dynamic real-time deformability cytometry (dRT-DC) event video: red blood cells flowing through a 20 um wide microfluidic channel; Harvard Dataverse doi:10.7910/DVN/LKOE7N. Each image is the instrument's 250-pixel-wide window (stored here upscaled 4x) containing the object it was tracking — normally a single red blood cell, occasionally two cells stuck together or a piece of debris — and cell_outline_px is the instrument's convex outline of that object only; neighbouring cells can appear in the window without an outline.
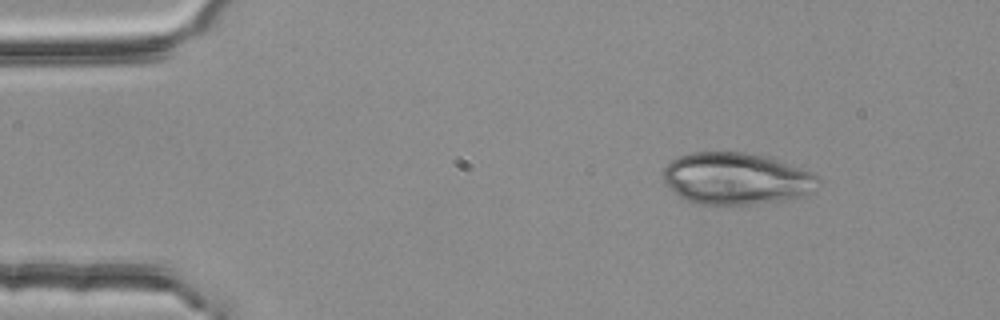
{"species": "common noctule bat (a hibernating species)", "species_latin": "Nyctalus noctula", "temperature_condition": "room temperature", "stored_images_in_passage": 4, "camera_frame_rate_fps": 3000, "um_per_image_px": 0.085, "animal": {"sex": "female", "body_mass_g": 25.1}, "frame": {"image": 1, "passage_image": 2, "time_ms": 0.333, "image_size_px": [1000, 320], "cell_outline_px": [[820, 180], [804, 196], [792, 200], [752, 204], [700, 204], [688, 200], [680, 196], [664, 180], [660, 172], [672, 160], [680, 156], [692, 152], [744, 152], [768, 156], [812, 172], [820, 176]], "centroid_in_image_um": [62.61, 15.17], "position_along_channel_um": 22.4, "area_um2": 46.82}}